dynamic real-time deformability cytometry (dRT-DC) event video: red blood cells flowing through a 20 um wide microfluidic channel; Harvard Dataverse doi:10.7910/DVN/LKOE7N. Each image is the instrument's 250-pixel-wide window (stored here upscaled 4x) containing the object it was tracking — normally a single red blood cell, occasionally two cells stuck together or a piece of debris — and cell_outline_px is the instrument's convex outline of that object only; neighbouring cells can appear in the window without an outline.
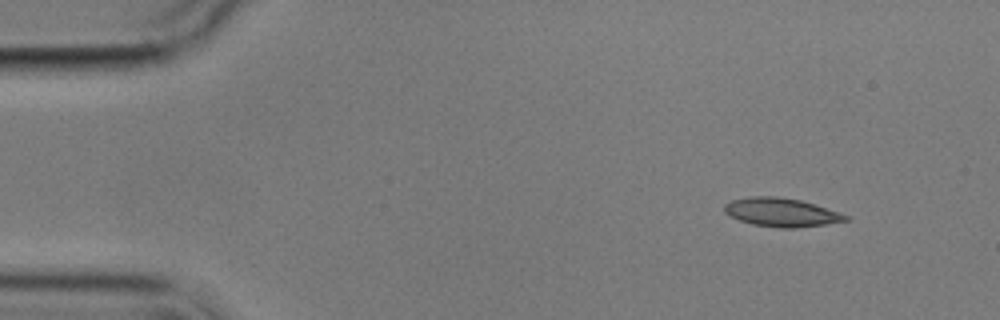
{"species": "common noctule bat (a hibernating species)", "species_latin": "Nyctalus noctula", "temperature_condition": "cold", "stored_images_in_passage": 4, "camera_frame_rate_fps": 3000, "um_per_image_px": 0.085, "animal": {"sex": "male", "body_mass_g": 17.9}, "frame": {"image": 1, "passage_image": 1, "time_ms": 0.0, "image_size_px": [1000, 320], "cell_outline_px": [[852, 220], [796, 228], [780, 228], [752, 224], [728, 216], [724, 212], [724, 204], [732, 200], [752, 196], [776, 196], [800, 200], [852, 216]], "centroid_in_image_um": [66.43, 18.05], "position_along_channel_um": 18.6, "area_um2": 20.29}}
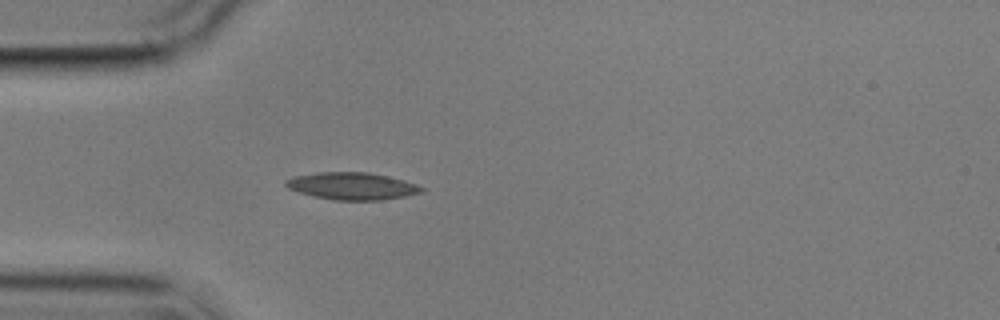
{"frame": {"image": 2, "passage_image": 4, "time_ms": 3.333, "image_size_px": [1000, 320], "cell_outline_px": [[424, 192], [404, 196], [380, 200], [332, 200], [312, 196], [288, 188], [284, 184], [284, 180], [292, 176], [316, 172], [368, 172], [388, 176], [404, 180], [416, 184], [424, 188]], "centroid_in_image_um": [29.89, 15.81], "position_along_channel_um": 55.1, "area_um2": 21.68}}